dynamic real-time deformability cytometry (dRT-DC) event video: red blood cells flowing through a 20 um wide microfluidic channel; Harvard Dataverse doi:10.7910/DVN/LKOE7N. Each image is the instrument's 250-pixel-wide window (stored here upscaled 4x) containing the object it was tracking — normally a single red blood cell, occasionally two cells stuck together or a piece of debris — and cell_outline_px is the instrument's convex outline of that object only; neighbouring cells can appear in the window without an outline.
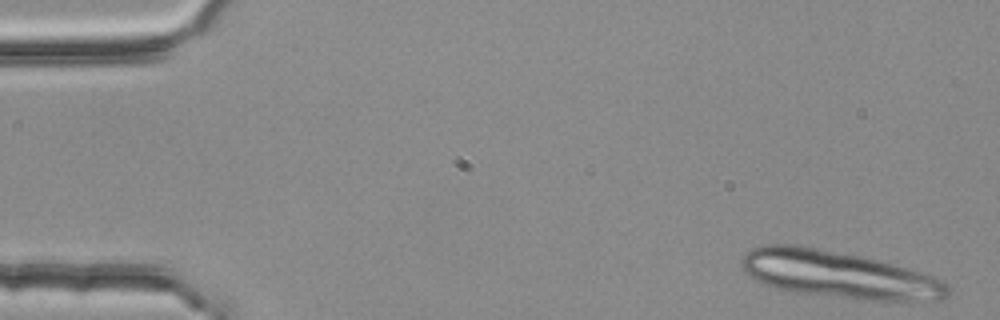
{"species": "common noctule bat (a hibernating species)", "species_latin": "Nyctalus noctula", "temperature_condition": "room temperature", "stored_images_in_passage": 4, "camera_frame_rate_fps": 3000, "um_per_image_px": 0.085, "animal": {"sex": "female", "body_mass_g": 25.1}, "frame": {"image": 1, "passage_image": 1, "time_ms": 0.0, "image_size_px": [1000, 320], "cell_outline_px": [[952, 288], [948, 296], [944, 300], [868, 300], [796, 292], [764, 284], [756, 280], [740, 264], [744, 252], [752, 248], [764, 244], [792, 244], [816, 248], [860, 256], [892, 264], [920, 272], [944, 280]], "centroid_in_image_um": [71.32, 23.34], "position_along_channel_um": 13.7, "area_um2": 56.12}}